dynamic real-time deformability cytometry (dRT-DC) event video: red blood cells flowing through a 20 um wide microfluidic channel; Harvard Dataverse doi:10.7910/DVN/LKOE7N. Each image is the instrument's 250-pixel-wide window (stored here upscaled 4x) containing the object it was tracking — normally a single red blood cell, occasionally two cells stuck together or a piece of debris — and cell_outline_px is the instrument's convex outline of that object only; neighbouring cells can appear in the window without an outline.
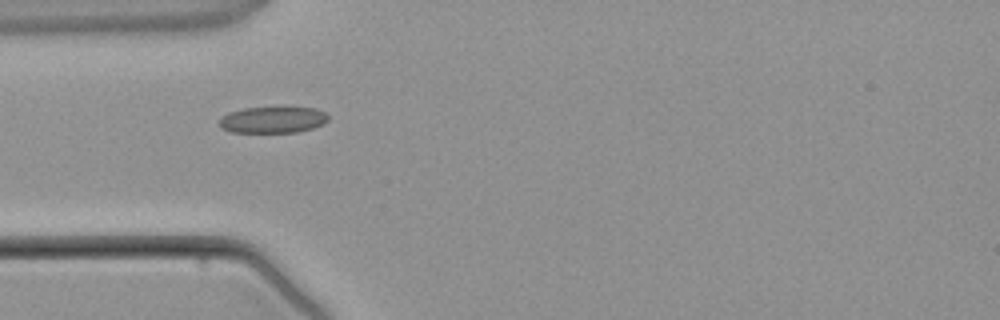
{"species": "common noctule bat (a hibernating species)", "species_latin": "Nyctalus noctula", "temperature_condition": "warm", "stored_images_in_passage": 2, "camera_frame_rate_fps": 3000, "um_per_image_px": 0.085, "animal": {"sex": "male", "body_mass_g": 21.5, "forearm_length_mm": 52.0}, "frame": {"image": 1, "passage_image": 1, "time_ms": 0.0, "image_size_px": [1000, 320], "cell_outline_px": [[328, 120], [324, 124], [312, 128], [296, 132], [232, 132], [220, 128], [220, 120], [228, 112], [244, 108], [288, 104], [316, 108], [324, 112], [328, 116]], "centroid_in_image_um": [23.24, 10.12], "position_along_channel_um": 61.8, "area_um2": 17.57}}